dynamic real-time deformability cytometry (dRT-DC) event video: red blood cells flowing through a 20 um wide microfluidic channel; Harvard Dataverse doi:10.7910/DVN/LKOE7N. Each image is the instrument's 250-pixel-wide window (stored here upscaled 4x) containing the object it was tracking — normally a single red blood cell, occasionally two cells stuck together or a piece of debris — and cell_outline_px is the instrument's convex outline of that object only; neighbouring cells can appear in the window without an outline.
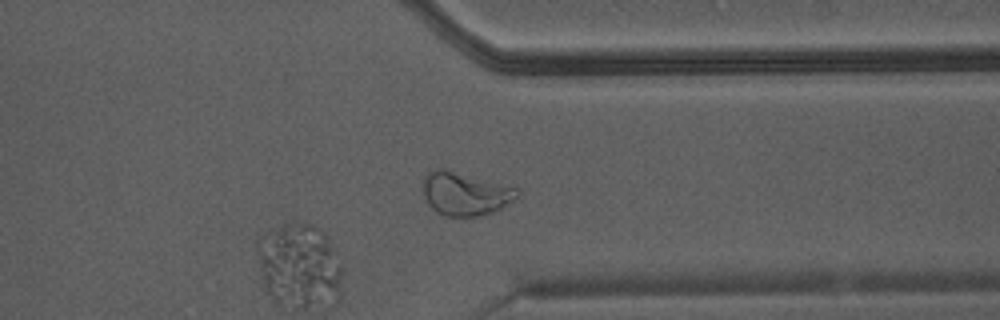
{"species": "Egyptian fruit bat (a non-hibernating species)", "species_latin": "Rousettus aegyptiacus", "temperature_condition": "warm", "stored_images_in_passage": 28, "camera_frame_rate_fps": 3000, "um_per_image_px": 0.085, "animal": {"sex": "male"}, "frame": {"image": 1, "passage_image": 28, "time_ms": 9.0, "image_size_px": [1000, 320], "cell_outline_px": [[520, 196], [504, 208], [492, 212], [476, 216], [444, 216], [436, 212], [424, 200], [420, 184], [424, 176], [428, 172], [436, 168], [444, 168], [520, 188]], "centroid_in_image_um": [39.53, 16.45], "position_along_channel_um": 371.9, "area_um2": 24.51}}